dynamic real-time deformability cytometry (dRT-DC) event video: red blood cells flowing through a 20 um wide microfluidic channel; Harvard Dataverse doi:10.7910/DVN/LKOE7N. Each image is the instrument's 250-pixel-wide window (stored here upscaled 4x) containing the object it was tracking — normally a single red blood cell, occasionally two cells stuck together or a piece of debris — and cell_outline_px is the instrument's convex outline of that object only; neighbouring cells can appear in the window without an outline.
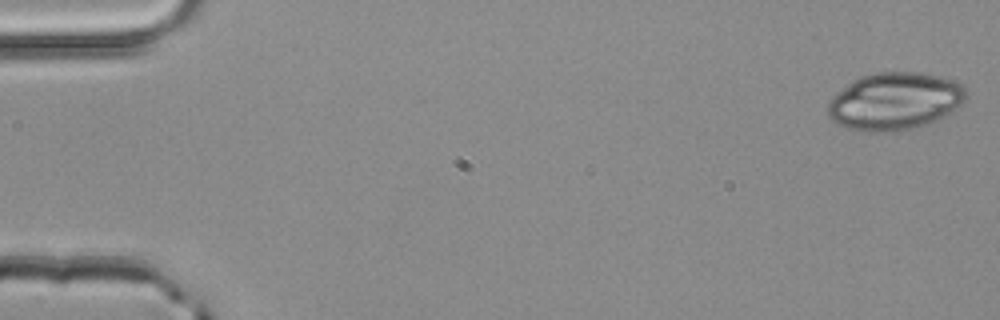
{"species": "common noctule bat (a hibernating species)", "species_latin": "Nyctalus noctula", "temperature_condition": "room temperature", "stored_images_in_passage": 4, "segment_of_instrument_passage": [1, 2], "camera_frame_rate_fps": 3000, "um_per_image_px": 0.085, "animal": {"sex": "male", "body_mass_g": 20.4}, "frame": {"image": 1, "passage_image": 1, "time_ms": 0.0, "image_size_px": [1000, 320], "cell_outline_px": [[968, 96], [964, 104], [936, 120], [928, 124], [912, 128], [884, 132], [864, 132], [848, 128], [836, 124], [828, 116], [828, 104], [832, 96], [836, 92], [852, 80], [860, 76], [876, 72], [920, 72], [940, 76], [952, 80], [960, 84], [964, 88]], "centroid_in_image_um": [76.04, 8.6], "position_along_channel_um": 9.0, "area_um2": 46.59}}